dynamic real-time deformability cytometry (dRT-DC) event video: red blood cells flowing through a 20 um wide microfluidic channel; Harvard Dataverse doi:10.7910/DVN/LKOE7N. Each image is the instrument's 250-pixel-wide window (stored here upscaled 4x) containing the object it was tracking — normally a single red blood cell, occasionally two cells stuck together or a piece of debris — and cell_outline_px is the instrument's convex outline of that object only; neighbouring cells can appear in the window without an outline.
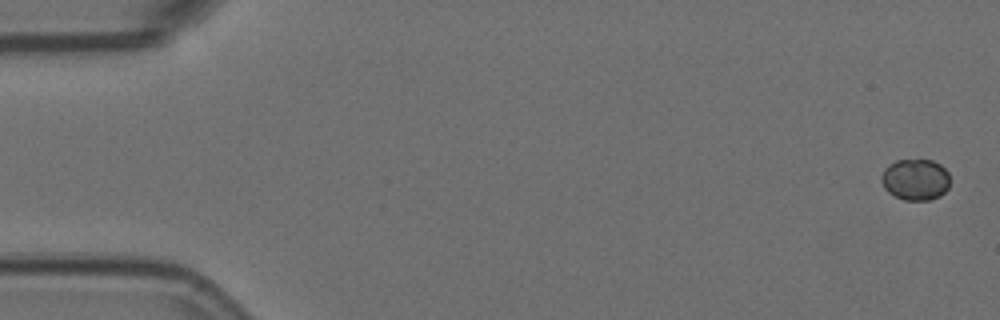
{"species": "Egyptian fruit bat (a non-hibernating species)", "species_latin": "Rousettus aegyptiacus", "temperature_condition": "room temperature", "stored_images_in_passage": 7, "camera_frame_rate_fps": 3000, "um_per_image_px": 0.085, "animal": {"sex": "female"}, "frame": {"image": 1, "passage_image": 1, "time_ms": 0.0, "image_size_px": [1000, 320], "cell_outline_px": [[948, 188], [940, 196], [928, 200], [904, 200], [888, 192], [884, 188], [880, 180], [880, 176], [884, 168], [888, 164], [896, 160], [932, 160], [940, 164], [948, 172]], "centroid_in_image_um": [77.77, 15.25], "position_along_channel_um": 7.2, "area_um2": 16.59}}
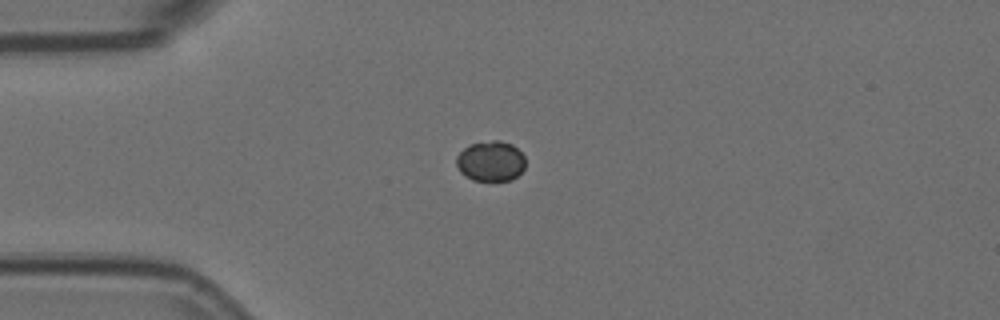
{"frame": {"image": 2, "passage_image": 5, "time_ms": 1.333, "image_size_px": [1000, 320], "cell_outline_px": [[524, 168], [512, 180], [472, 180], [460, 172], [456, 164], [456, 156], [468, 144], [492, 140], [500, 140], [512, 144], [524, 156]], "centroid_in_image_um": [41.68, 13.68], "position_along_channel_um": 43.3, "area_um2": 16.18}}
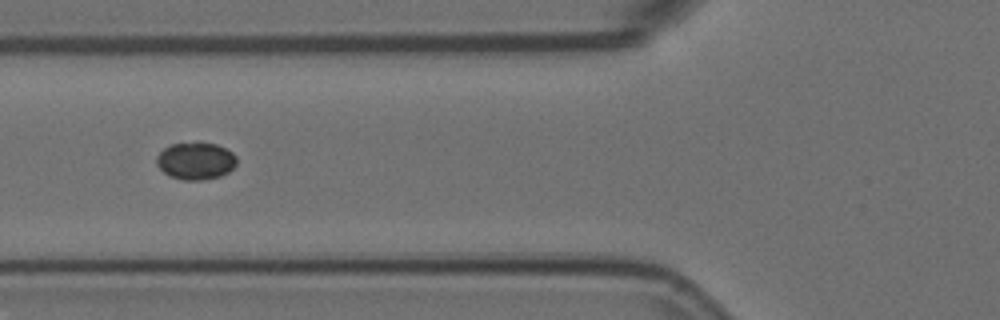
{"frame": {"image": 3, "passage_image": 7, "time_ms": 2.0, "image_size_px": [1000, 320], "cell_outline_px": [[236, 164], [228, 172], [220, 176], [200, 180], [184, 180], [168, 176], [156, 164], [156, 156], [164, 148], [172, 144], [216, 144], [232, 152], [236, 156]], "centroid_in_image_um": [16.61, 13.7], "position_along_channel_um": 109.2, "area_um2": 17.05}}